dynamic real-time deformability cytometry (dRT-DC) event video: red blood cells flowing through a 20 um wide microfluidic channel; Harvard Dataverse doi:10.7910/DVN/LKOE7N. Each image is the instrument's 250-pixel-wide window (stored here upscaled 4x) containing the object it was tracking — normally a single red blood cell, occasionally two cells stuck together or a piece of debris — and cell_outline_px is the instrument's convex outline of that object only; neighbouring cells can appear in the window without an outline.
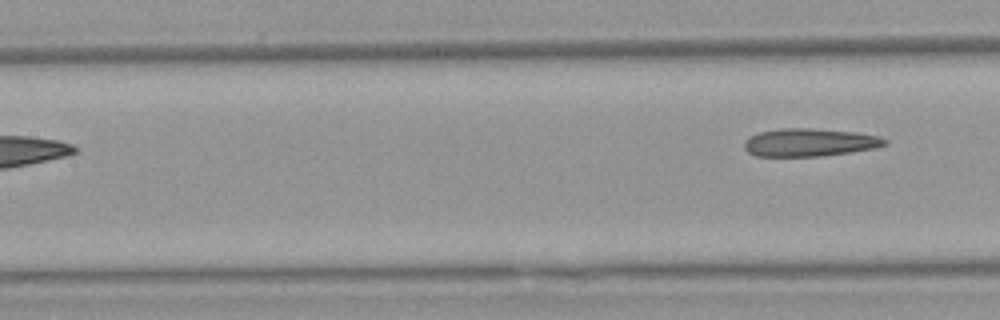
{"species": "Egyptian fruit bat (a non-hibernating species)", "species_latin": "Rousettus aegyptiacus", "temperature_condition": "warm", "stored_images_in_passage": 8, "segment_of_instrument_passage": [2, 2], "camera_frame_rate_fps": 3000, "um_per_image_px": 0.085, "animal": {"sex": "female"}, "frame": {"image": 1, "passage_image": 8, "time_ms": 8.333, "image_size_px": [1000, 320], "cell_outline_px": [[888, 144], [876, 148], [852, 152], [824, 156], [756, 156], [748, 152], [744, 148], [744, 140], [748, 136], [760, 132], [784, 128], [808, 128], [856, 132], [880, 136], [888, 140]], "centroid_in_image_um": [68.84, 12.11], "position_along_channel_um": 138.6, "area_um2": 23.06}}